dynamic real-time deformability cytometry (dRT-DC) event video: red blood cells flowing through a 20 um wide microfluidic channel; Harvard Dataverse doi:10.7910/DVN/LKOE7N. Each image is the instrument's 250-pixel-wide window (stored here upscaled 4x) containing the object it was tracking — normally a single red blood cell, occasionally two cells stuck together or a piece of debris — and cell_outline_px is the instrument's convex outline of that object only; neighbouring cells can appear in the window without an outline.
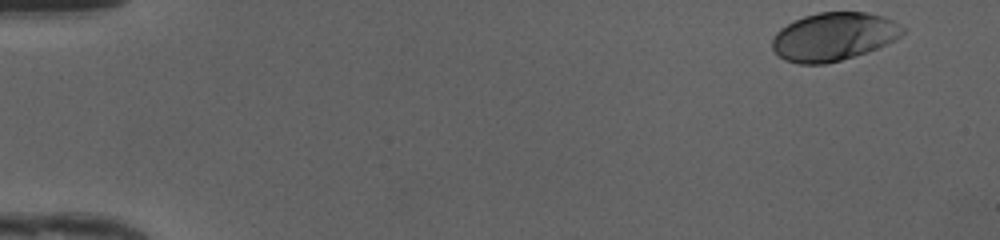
{"species": "human", "species_latin": "Homo sapiens", "temperature_condition": "cold", "stored_images_in_passage": 41, "camera_frame_rate_fps": 3000, "um_per_image_px": 0.085, "donor": {"sex": "female"}, "frame": {"image": 1, "passage_image": 1, "time_ms": 0.0, "image_size_px": [1000, 240], "cell_outline_px": [[904, 32], [896, 40], [868, 52], [840, 60], [824, 64], [800, 64], [784, 60], [772, 48], [772, 40], [776, 32], [780, 28], [804, 16], [820, 12], [864, 12], [884, 16], [892, 20], [904, 28]], "centroid_in_image_um": [70.87, 3.12], "position_along_channel_um": 14.1, "area_um2": 36.53}}
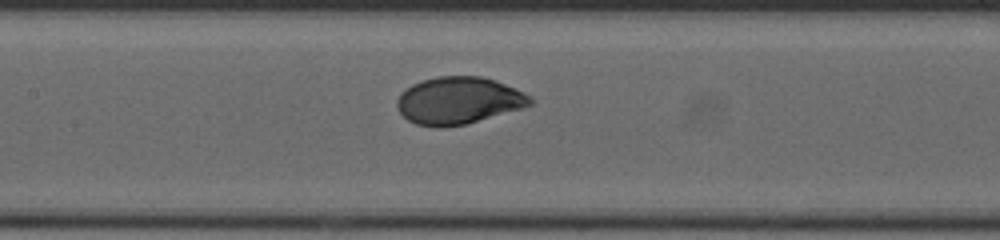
{"frame": {"image": 2, "passage_image": 22, "time_ms": 7.0, "image_size_px": [1000, 240], "cell_outline_px": [[532, 104], [524, 108], [464, 124], [440, 128], [436, 128], [416, 124], [408, 120], [396, 108], [396, 100], [400, 92], [412, 84], [436, 76], [480, 76], [496, 80], [524, 92], [532, 96]], "centroid_in_image_um": [38.97, 8.55], "position_along_channel_um": 168.4, "area_um2": 36.82}}
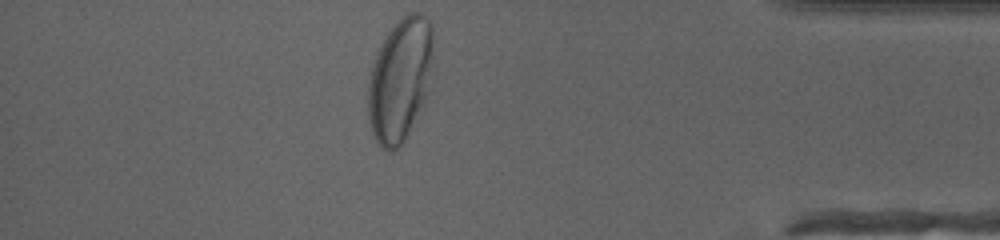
{"frame": {"image": 3, "passage_image": 41, "time_ms": 13.333, "image_size_px": [1000, 240], "cell_outline_px": [[432, 64], [428, 96], [404, 144], [396, 152], [388, 152], [380, 148], [372, 132], [368, 120], [368, 84], [372, 68], [380, 44], [388, 32], [408, 12], [420, 12], [432, 24]], "centroid_in_image_um": [34.02, 6.86], "position_along_channel_um": 401.2, "area_um2": 47.45}, "authors_computed_cell_mechanics": {"area_um2": 36.6452, "velocity_mm_per_s": 4.1856, "shape_relaxation_time_tau1_ms": 3.4516, "shape_relaxation_time_tau2_ms": null, "deformation_change_tau1": 0.1593, "deformation_change_tau2": null}}